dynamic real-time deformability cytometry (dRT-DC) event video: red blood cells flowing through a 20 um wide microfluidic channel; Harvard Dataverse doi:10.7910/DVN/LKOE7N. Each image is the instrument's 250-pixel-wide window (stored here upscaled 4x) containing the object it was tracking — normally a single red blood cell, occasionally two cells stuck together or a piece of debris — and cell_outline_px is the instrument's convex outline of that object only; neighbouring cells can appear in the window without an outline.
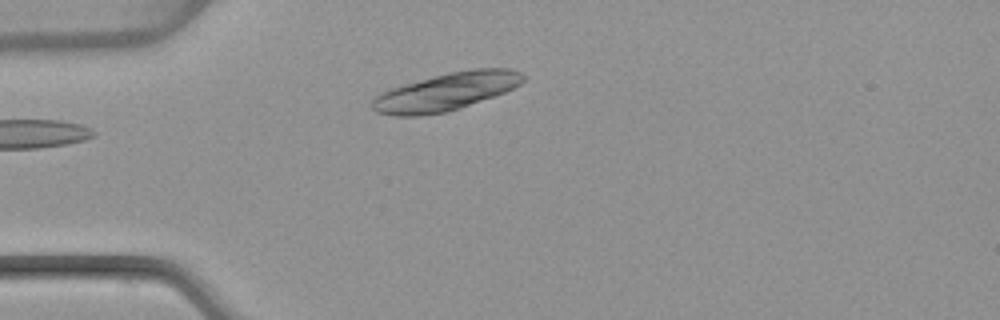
{"species": "common noctule bat (a hibernating species)", "species_latin": "Nyctalus noctula", "temperature_condition": "warm", "stored_images_in_passage": 38, "camera_frame_rate_fps": 3000, "um_per_image_px": 0.085, "animal": {"sex": "female", "body_mass_g": 22.7, "forearm_length_mm": 54.2}, "frame": {"image": 1, "passage_image": 1, "time_ms": 0.0, "image_size_px": [1000, 320], "cell_outline_px": [[524, 80], [520, 84], [504, 92], [460, 108], [444, 112], [420, 116], [396, 116], [376, 112], [372, 108], [372, 100], [376, 96], [388, 88], [432, 76], [448, 72], [472, 68], [508, 68], [520, 72], [524, 76]], "centroid_in_image_um": [37.88, 7.79], "position_along_channel_um": 47.1, "area_um2": 33.12}}